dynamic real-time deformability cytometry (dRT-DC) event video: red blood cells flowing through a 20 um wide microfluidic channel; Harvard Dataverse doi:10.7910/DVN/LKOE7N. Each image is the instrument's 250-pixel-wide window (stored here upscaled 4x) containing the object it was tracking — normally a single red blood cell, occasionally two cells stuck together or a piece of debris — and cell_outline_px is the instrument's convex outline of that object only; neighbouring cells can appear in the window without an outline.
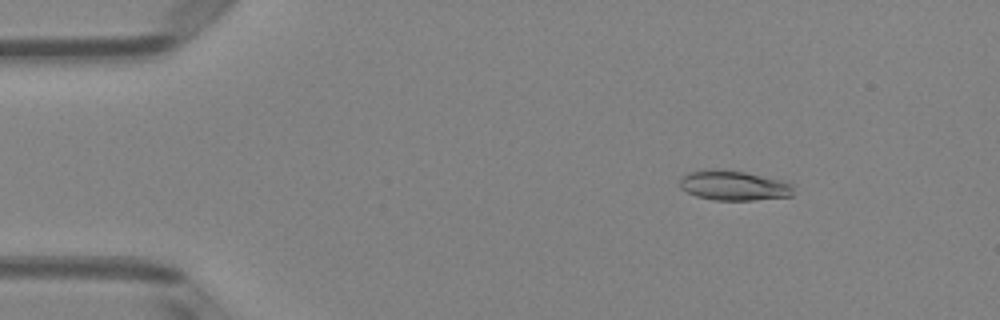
{"species": "Egyptian fruit bat (a non-hibernating species)", "species_latin": "Rousettus aegyptiacus", "temperature_condition": "room temperature", "stored_images_in_passage": 50, "camera_frame_rate_fps": 3000, "um_per_image_px": 0.085, "animal": {"sex": "female"}, "frame": {"image": 1, "passage_image": 7, "time_ms": 2.0, "image_size_px": [1000, 320], "cell_outline_px": [[792, 196], [752, 200], [712, 200], [696, 196], [680, 188], [680, 176], [688, 172], [704, 168], [720, 168], [744, 172], [780, 180], [792, 184]], "centroid_in_image_um": [62.29, 15.75], "position_along_channel_um": 22.7, "area_um2": 19.94}}
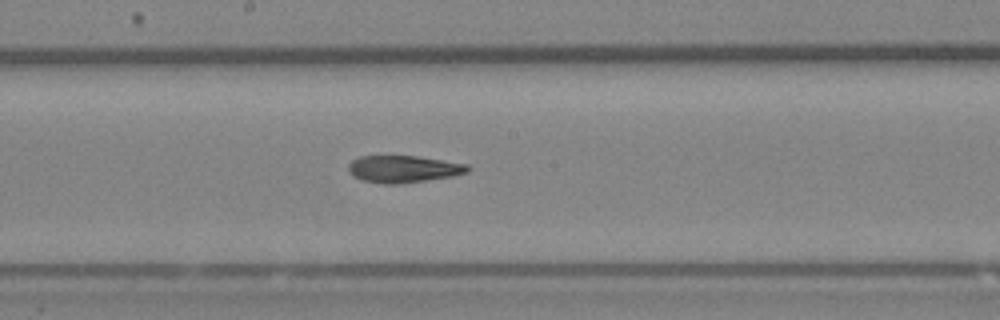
{"frame": {"image": 2, "passage_image": 27, "time_ms": 8.667, "image_size_px": [1000, 320], "cell_outline_px": [[472, 168], [468, 172], [452, 176], [396, 184], [384, 184], [364, 180], [352, 176], [348, 168], [348, 164], [352, 160], [360, 156], [416, 156], [468, 164]], "centroid_in_image_um": [34.29, 14.36], "position_along_channel_um": 213.9, "area_um2": 18.67}}
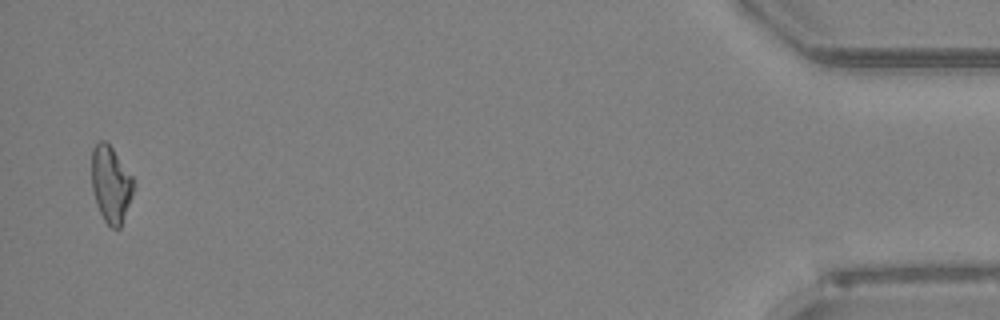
{"frame": {"image": 3, "passage_image": 49, "time_ms": 16.0, "image_size_px": [1000, 320], "cell_outline_px": [[136, 180], [132, 196], [120, 228], [112, 228], [104, 220], [96, 204], [92, 188], [92, 148], [100, 140], [104, 140], [112, 148]], "centroid_in_image_um": [9.44, 15.66], "position_along_channel_um": 425.8, "area_um2": 18.73}, "authors_computed_cell_mechanics": {"area_um2": 19.3341, "velocity_mm_per_s": 4.0692, "shape_relaxation_time_tau1_ms": null, "shape_relaxation_time_tau2_ms": 3.8753, "deformation_change_tau1": null, "deformation_change_tau2": 0.1271}}